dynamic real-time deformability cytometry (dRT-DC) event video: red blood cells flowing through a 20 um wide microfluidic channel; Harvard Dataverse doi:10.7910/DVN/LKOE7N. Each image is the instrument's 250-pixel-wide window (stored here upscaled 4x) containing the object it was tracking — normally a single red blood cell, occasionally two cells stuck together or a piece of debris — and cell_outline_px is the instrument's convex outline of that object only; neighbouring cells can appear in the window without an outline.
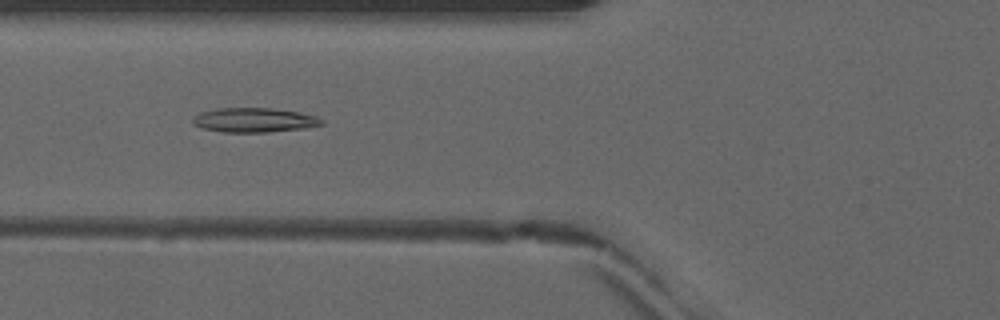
{"species": "common noctule bat (a hibernating species)", "species_latin": "Nyctalus noctula", "temperature_condition": "warm", "stored_images_in_passage": 22, "camera_frame_rate_fps": 3000, "um_per_image_px": 0.085, "animal": {"sex": "male", "forearm_length_mm": 52.5}, "frame": {"image": 1, "passage_image": 9, "time_ms": 2.667, "image_size_px": [1000, 320], "cell_outline_px": [[324, 124], [304, 128], [268, 132], [224, 132], [200, 128], [192, 124], [192, 120], [200, 112], [216, 108], [272, 108], [296, 112], [316, 116], [324, 120]], "centroid_in_image_um": [21.58, 10.21], "position_along_channel_um": 104.2, "area_um2": 18.32}}
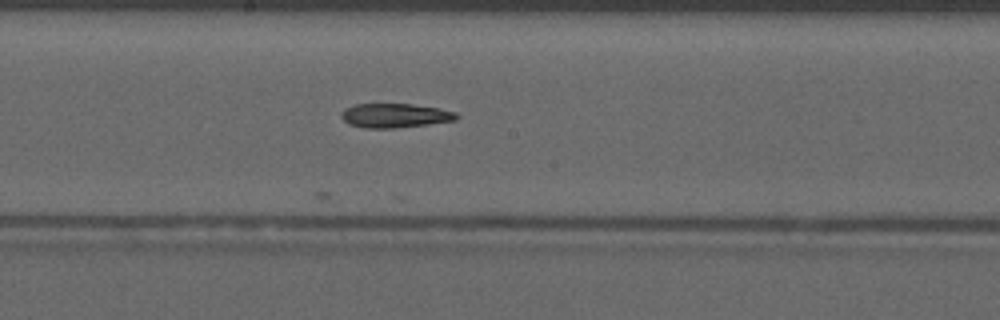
{"frame": {"image": 2, "passage_image": 17, "time_ms": 5.333, "image_size_px": [1000, 320], "cell_outline_px": [[460, 116], [456, 120], [428, 124], [396, 128], [364, 128], [348, 124], [340, 116], [344, 108], [356, 104], [412, 104], [440, 108], [456, 112]], "centroid_in_image_um": [33.58, 9.82], "position_along_channel_um": 214.6, "area_um2": 16.36}}